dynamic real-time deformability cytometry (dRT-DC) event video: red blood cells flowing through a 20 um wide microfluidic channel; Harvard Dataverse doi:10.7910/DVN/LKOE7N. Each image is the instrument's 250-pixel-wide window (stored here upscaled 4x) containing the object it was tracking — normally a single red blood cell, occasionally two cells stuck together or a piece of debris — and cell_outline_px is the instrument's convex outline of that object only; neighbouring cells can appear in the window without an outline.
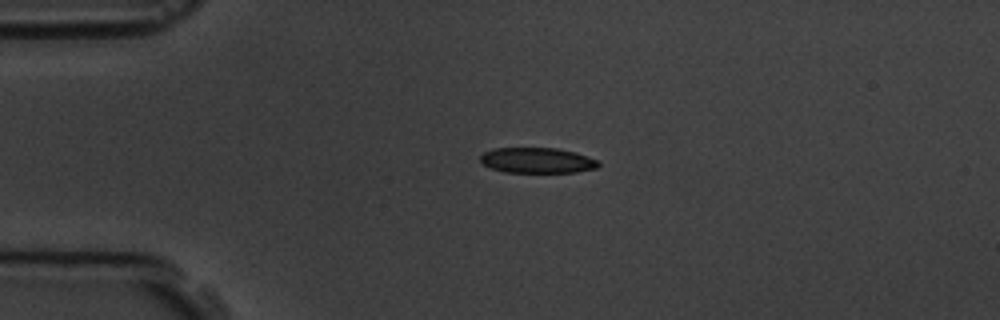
{"species": "common noctule bat (a hibernating species)", "species_latin": "Nyctalus noctula", "temperature_condition": "room temperature", "stored_images_in_passage": 3, "camera_frame_rate_fps": 3000, "um_per_image_px": 0.085, "animal": {"sex": "male", "body_mass_g": 19.5, "forearm_length_mm": 54.6}, "frame": {"image": 1, "passage_image": 1, "time_ms": 0.0, "image_size_px": [1000, 320], "cell_outline_px": [[600, 164], [596, 168], [576, 172], [504, 172], [492, 168], [484, 164], [480, 160], [480, 156], [484, 152], [492, 148], [556, 148], [576, 152], [596, 160]], "centroid_in_image_um": [45.64, 13.63], "position_along_channel_um": 39.4, "area_um2": 17.4}}
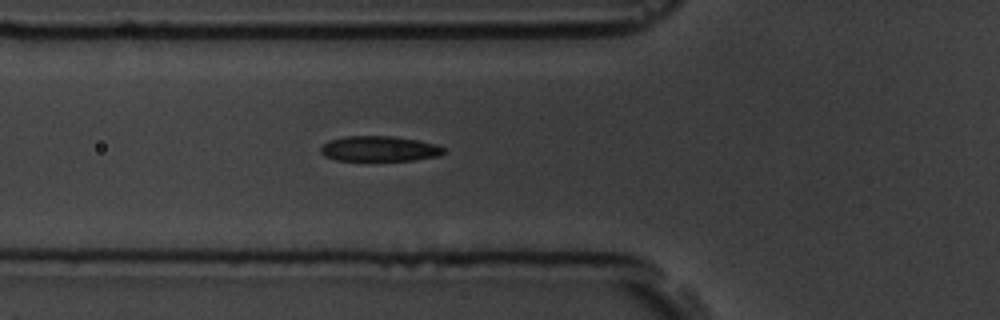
{"frame": {"image": 2, "passage_image": 3, "time_ms": 2.333, "image_size_px": [1000, 320], "cell_outline_px": [[444, 152], [440, 156], [412, 160], [336, 160], [324, 156], [320, 152], [320, 148], [328, 140], [344, 136], [392, 136], [416, 140], [436, 144], [444, 148]], "centroid_in_image_um": [32.22, 12.64], "position_along_channel_um": 93.6, "area_um2": 18.09}}